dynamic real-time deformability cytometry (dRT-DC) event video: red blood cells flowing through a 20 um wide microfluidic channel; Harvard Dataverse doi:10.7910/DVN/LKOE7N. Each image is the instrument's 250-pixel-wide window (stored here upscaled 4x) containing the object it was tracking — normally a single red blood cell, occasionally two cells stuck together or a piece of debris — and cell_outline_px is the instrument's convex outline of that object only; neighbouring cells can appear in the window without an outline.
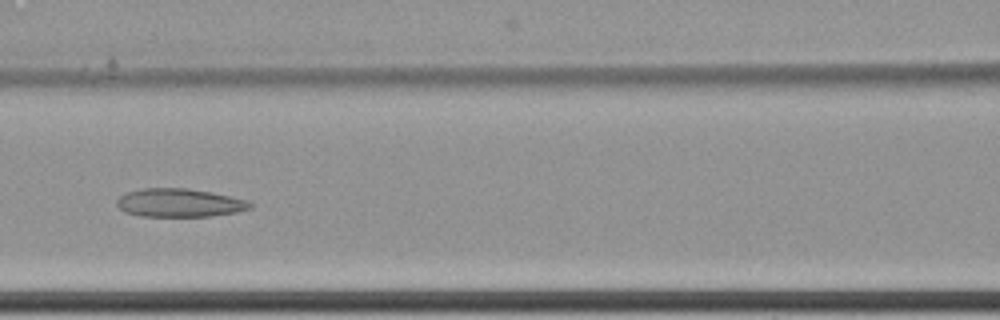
{"species": "common noctule bat (a hibernating species)", "species_latin": "Nyctalus noctula", "temperature_condition": "cold", "stored_images_in_passage": 10, "camera_frame_rate_fps": 3000, "um_per_image_px": 0.085, "animal": {"sex": "female", "body_mass_g": 22.7, "forearm_length_mm": 54.2}, "frame": {"image": 1, "passage_image": 9, "time_ms": 2.667, "image_size_px": [1000, 320], "cell_outline_px": [[252, 208], [236, 212], [212, 216], [140, 216], [124, 212], [116, 204], [116, 200], [120, 196], [128, 192], [140, 188], [188, 188], [212, 192], [244, 200], [252, 204]], "centroid_in_image_um": [15.21, 17.24], "position_along_channel_um": 151.4, "area_um2": 21.96}}
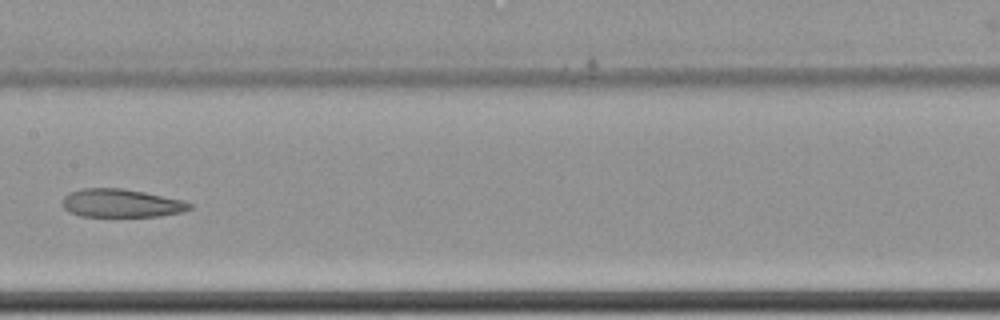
{"frame": {"image": 2, "passage_image": 10, "time_ms": 3.0, "image_size_px": [1000, 320], "cell_outline_px": [[192, 208], [184, 212], [156, 216], [80, 216], [68, 212], [60, 204], [64, 196], [68, 192], [84, 188], [120, 188], [144, 192], [180, 200], [192, 204]], "centroid_in_image_um": [10.24, 17.27], "position_along_channel_um": 197.2, "area_um2": 20.92}}